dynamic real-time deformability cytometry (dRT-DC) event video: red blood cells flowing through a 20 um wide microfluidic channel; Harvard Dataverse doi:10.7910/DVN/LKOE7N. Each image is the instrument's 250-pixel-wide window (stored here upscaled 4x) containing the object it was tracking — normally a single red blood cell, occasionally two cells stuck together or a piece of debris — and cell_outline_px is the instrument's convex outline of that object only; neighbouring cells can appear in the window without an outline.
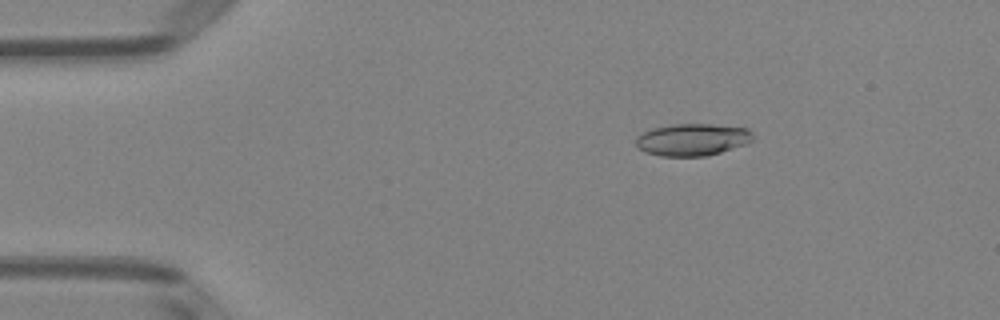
{"species": "Egyptian fruit bat (a non-hibernating species)", "species_latin": "Rousettus aegyptiacus", "temperature_condition": "room temperature", "stored_images_in_passage": 51, "camera_frame_rate_fps": 3000, "um_per_image_px": 0.085, "animal": {"sex": "female"}, "frame": {"image": 1, "passage_image": 9, "time_ms": 2.667, "image_size_px": [1000, 320], "cell_outline_px": [[752, 140], [744, 144], [708, 156], [660, 156], [644, 152], [636, 148], [636, 136], [652, 128], [672, 124], [712, 124], [748, 128], [752, 132]], "centroid_in_image_um": [58.8, 11.87], "position_along_channel_um": 26.2, "area_um2": 21.96}}
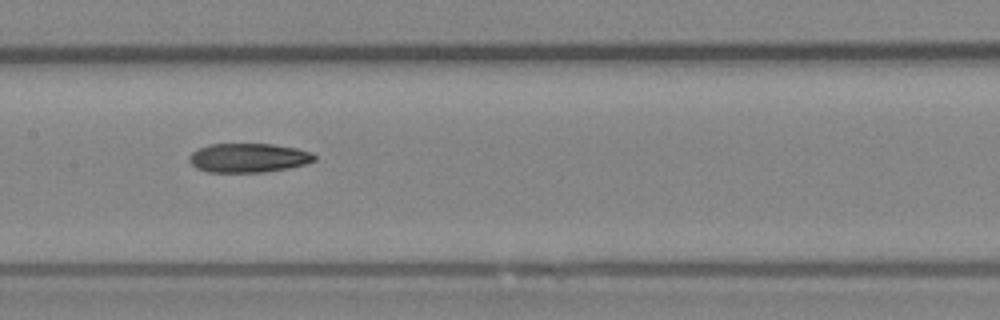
{"frame": {"image": 2, "passage_image": 26, "time_ms": 8.333, "image_size_px": [1000, 320], "cell_outline_px": [[316, 160], [304, 164], [288, 168], [264, 172], [208, 172], [196, 168], [188, 160], [188, 156], [192, 152], [208, 144], [272, 144], [296, 148], [312, 152], [316, 156]], "centroid_in_image_um": [21.11, 13.41], "position_along_channel_um": 186.3, "area_um2": 21.27}}
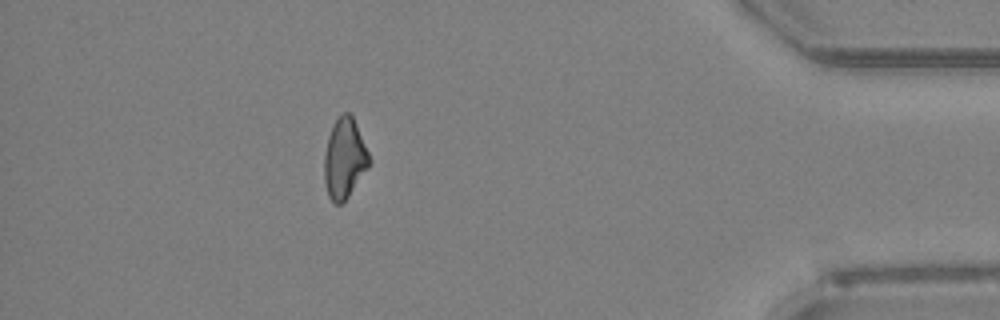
{"frame": {"image": 3, "passage_image": 46, "time_ms": 15.0, "image_size_px": [1000, 320], "cell_outline_px": [[372, 160], [368, 168], [348, 196], [340, 204], [336, 204], [328, 196], [324, 184], [324, 156], [328, 136], [332, 124], [344, 112], [348, 112], [352, 116], [356, 124]], "centroid_in_image_um": [29.27, 13.47], "position_along_channel_um": 405.9, "area_um2": 20.92}}